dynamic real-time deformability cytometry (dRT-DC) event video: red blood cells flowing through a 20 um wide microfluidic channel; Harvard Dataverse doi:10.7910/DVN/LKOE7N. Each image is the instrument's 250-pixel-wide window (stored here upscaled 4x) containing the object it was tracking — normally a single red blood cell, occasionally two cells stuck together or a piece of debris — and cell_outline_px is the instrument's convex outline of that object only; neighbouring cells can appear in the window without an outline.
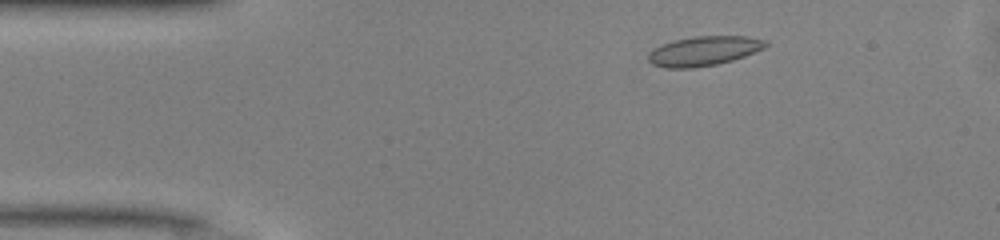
{"species": "common noctule bat (a hibernating species)", "species_latin": "Nyctalus noctula", "temperature_condition": "warm", "stored_images_in_passage": 35, "camera_frame_rate_fps": 3000, "um_per_image_px": 0.085, "animal": {"sex": "male", "body_mass_g": 13.0, "forearm_length_mm": 53.1}, "frame": {"image": 1, "passage_image": 5, "time_ms": 1.333, "image_size_px": [1000, 240], "cell_outline_px": [[768, 44], [764, 48], [744, 56], [732, 60], [716, 64], [692, 68], [664, 68], [652, 64], [648, 60], [648, 52], [652, 48], [660, 44], [672, 40], [696, 36], [748, 36], [768, 40]], "centroid_in_image_um": [59.79, 4.32], "position_along_channel_um": 25.2, "area_um2": 20.4}}
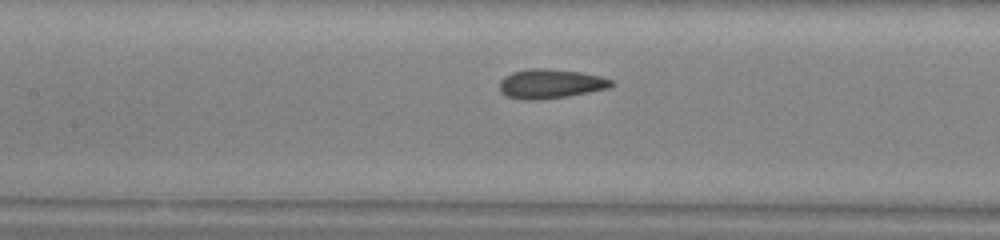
{"frame": {"image": 2, "passage_image": 19, "time_ms": 6.0, "image_size_px": [1000, 240], "cell_outline_px": [[616, 84], [608, 88], [568, 96], [536, 100], [524, 100], [508, 96], [500, 92], [500, 80], [504, 76], [512, 72], [532, 68], [548, 68], [580, 72], [600, 76], [612, 80]], "centroid_in_image_um": [46.79, 7.11], "position_along_channel_um": 160.6, "area_um2": 19.13}}
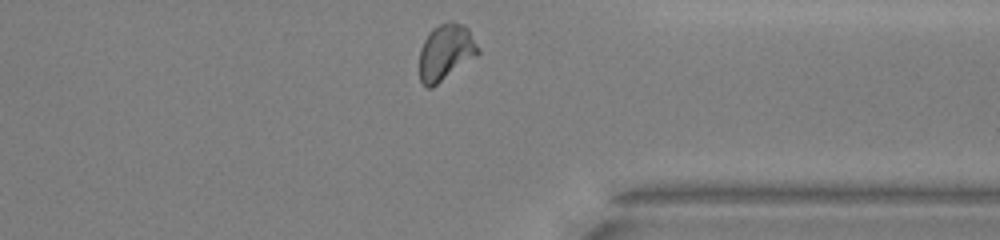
{"frame": {"image": 3, "passage_image": 35, "time_ms": 11.333, "image_size_px": [1000, 240], "cell_outline_px": [[480, 52], [476, 56], [432, 88], [428, 88], [420, 80], [420, 48], [424, 40], [432, 28], [440, 24], [452, 20], [464, 24], [468, 28], [480, 48]], "centroid_in_image_um": [37.9, 4.41], "position_along_channel_um": 373.5, "area_um2": 19.25}, "authors_computed_cell_mechanics": {"area_um2": 18.9584, "velocity_mm_per_s": 4.1317, "shape_relaxation_time_tau1_ms": 9.9885, "shape_relaxation_time_tau2_ms": 1.1408, "deformation_change_tau1": 0.1919, "deformation_change_tau2": 0.0559}}